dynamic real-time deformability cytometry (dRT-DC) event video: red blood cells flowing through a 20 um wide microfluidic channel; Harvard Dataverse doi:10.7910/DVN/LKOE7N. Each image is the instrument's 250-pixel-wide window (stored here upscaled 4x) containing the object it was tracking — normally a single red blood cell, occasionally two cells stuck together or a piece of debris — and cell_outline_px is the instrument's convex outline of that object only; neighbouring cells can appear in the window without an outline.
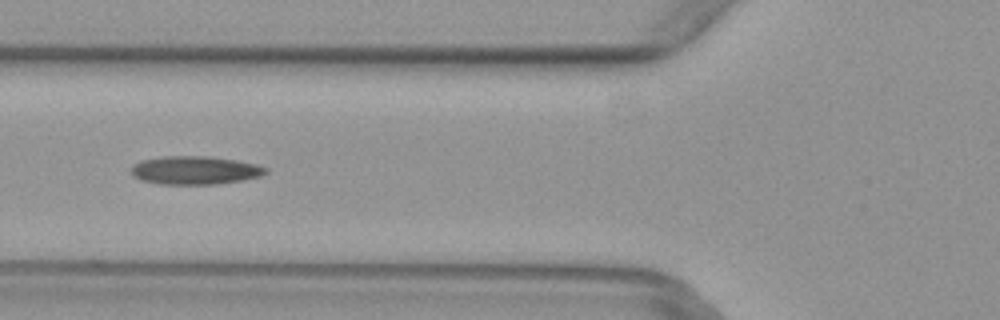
{"species": "common noctule bat (a hibernating species)", "species_latin": "Nyctalus noctula", "temperature_condition": "warm", "stored_images_in_passage": 6, "camera_frame_rate_fps": 3000, "um_per_image_px": 0.085, "animal": {"sex": "female", "body_mass_g": 29.2, "forearm_length_mm": 56.3}, "frame": {"image": 1, "passage_image": 5, "time_ms": 1.333, "image_size_px": [1000, 320], "cell_outline_px": [[268, 172], [260, 176], [244, 180], [216, 184], [160, 184], [144, 180], [136, 176], [132, 172], [132, 164], [140, 160], [164, 156], [204, 156], [236, 160], [260, 164], [268, 168]], "centroid_in_image_um": [16.63, 14.46], "position_along_channel_um": 109.2, "area_um2": 22.2}}